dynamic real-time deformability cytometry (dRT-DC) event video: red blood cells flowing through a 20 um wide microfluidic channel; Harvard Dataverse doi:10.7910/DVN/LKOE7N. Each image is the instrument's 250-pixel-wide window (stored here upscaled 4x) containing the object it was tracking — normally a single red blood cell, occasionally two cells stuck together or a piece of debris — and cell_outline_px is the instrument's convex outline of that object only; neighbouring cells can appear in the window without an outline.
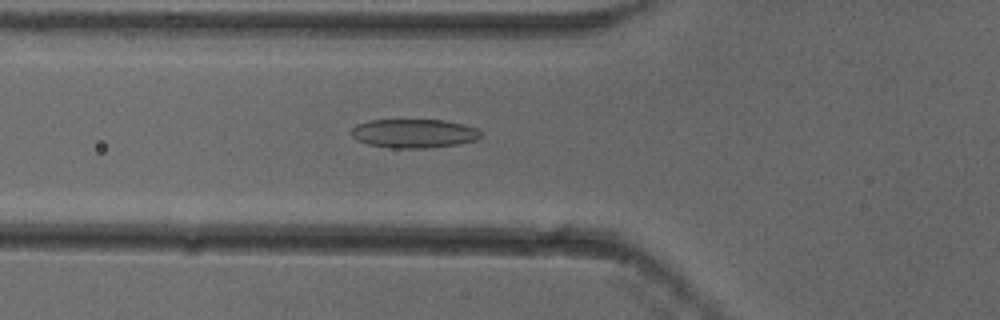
{"species": "common noctule bat (a hibernating species)", "species_latin": "Nyctalus noctula", "temperature_condition": "cold", "stored_images_in_passage": 54, "camera_frame_rate_fps": 3000, "um_per_image_px": 0.085, "animal": {"sex": "female"}, "frame": {"image": 1, "passage_image": 20, "time_ms": 6.333, "image_size_px": [1000, 320], "cell_outline_px": [[480, 136], [476, 140], [456, 144], [428, 148], [392, 148], [368, 144], [356, 140], [352, 136], [352, 128], [356, 124], [368, 120], [444, 120], [464, 124], [476, 128], [480, 132]], "centroid_in_image_um": [35.16, 11.34], "position_along_channel_um": 90.6, "area_um2": 21.73}}
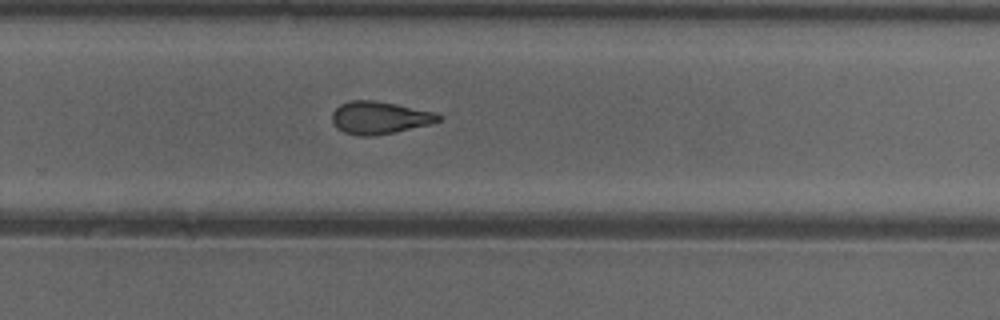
{"frame": {"image": 2, "passage_image": 36, "time_ms": 11.667, "image_size_px": [1000, 320], "cell_outline_px": [[444, 116], [440, 120], [428, 124], [376, 136], [360, 136], [344, 132], [336, 128], [332, 120], [332, 112], [340, 104], [348, 100], [372, 100], [396, 104], [436, 112]], "centroid_in_image_um": [32.24, 10.0], "position_along_channel_um": 297.6, "area_um2": 20.17}}
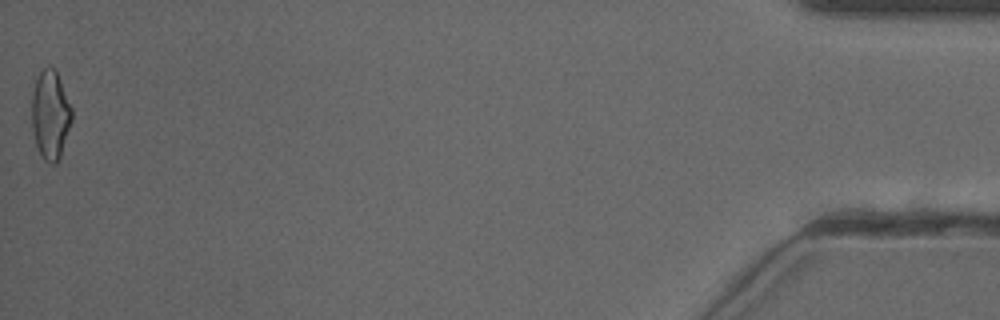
{"frame": {"image": 3, "passage_image": 54, "time_ms": 17.667, "image_size_px": [1000, 320], "cell_outline_px": [[72, 120], [60, 156], [56, 164], [48, 164], [40, 156], [36, 144], [32, 128], [32, 96], [36, 80], [40, 72], [44, 68], [56, 68], [72, 108]], "centroid_in_image_um": [4.29, 9.78], "position_along_channel_um": 430.9, "area_um2": 20.75}, "authors_computed_cell_mechanics": {"area_um2": 20.9814, "velocity_mm_per_s": 3.8696, "shape_relaxation_time_tau1_ms": null, "shape_relaxation_time_tau2_ms": 4.4511, "deformation_change_tau1": null, "deformation_change_tau2": 0.1413}}